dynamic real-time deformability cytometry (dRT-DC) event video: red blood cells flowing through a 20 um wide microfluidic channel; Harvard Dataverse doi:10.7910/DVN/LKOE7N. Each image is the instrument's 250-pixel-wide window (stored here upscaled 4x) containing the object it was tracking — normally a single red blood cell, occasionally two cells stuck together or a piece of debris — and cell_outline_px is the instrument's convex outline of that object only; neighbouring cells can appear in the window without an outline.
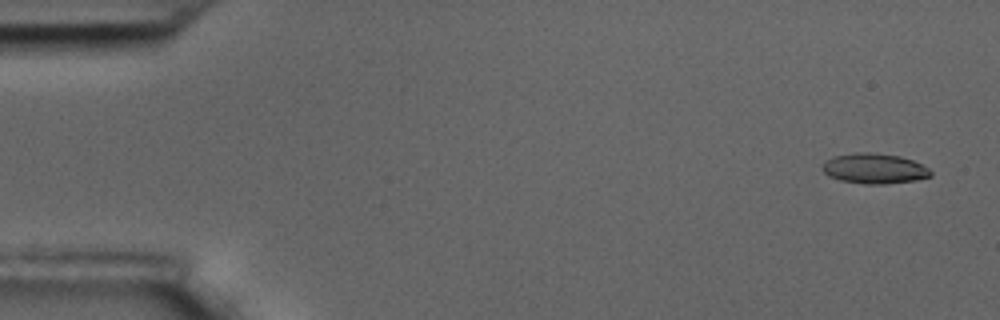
{"species": "common noctule bat (a hibernating species)", "species_latin": "Nyctalus noctula", "temperature_condition": "room temperature", "stored_images_in_passage": 6, "camera_frame_rate_fps": 3000, "um_per_image_px": 0.085, "animal": {"sex": "male", "body_mass_g": 17.5, "forearm_length_mm": 52.3}, "frame": {"image": 1, "passage_image": 1, "time_ms": 0.0, "image_size_px": [1000, 320], "cell_outline_px": [[932, 176], [916, 180], [884, 184], [864, 184], [840, 180], [828, 176], [824, 172], [824, 164], [828, 160], [836, 156], [852, 152], [872, 152], [900, 156], [912, 160], [928, 168], [932, 172]], "centroid_in_image_um": [74.35, 14.33], "position_along_channel_um": 10.7, "area_um2": 18.96}}